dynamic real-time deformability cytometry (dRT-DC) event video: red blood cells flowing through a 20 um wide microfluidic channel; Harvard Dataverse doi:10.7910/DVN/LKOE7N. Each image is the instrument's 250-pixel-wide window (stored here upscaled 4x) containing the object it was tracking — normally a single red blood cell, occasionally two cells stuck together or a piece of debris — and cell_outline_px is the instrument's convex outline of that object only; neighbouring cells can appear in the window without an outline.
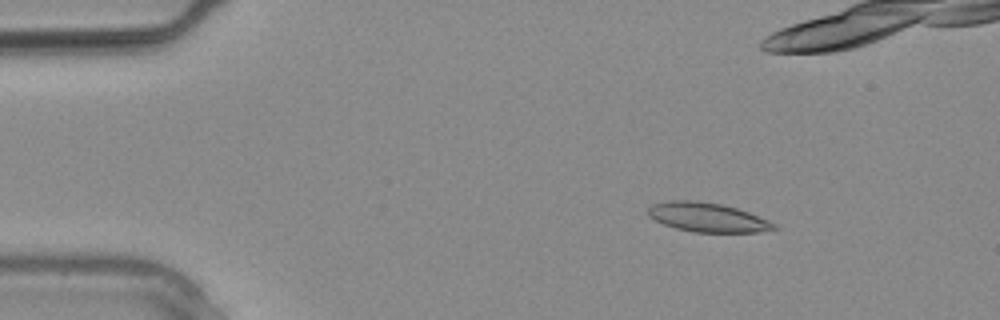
{"species": "common noctule bat (a hibernating species)", "species_latin": "Nyctalus noctula", "temperature_condition": "warm", "stored_images_in_passage": 1, "camera_frame_rate_fps": 3000, "um_per_image_px": 0.085, "animal": {"sex": "male", "body_mass_g": 20.4}, "frame": {"image": 1, "passage_image": 1, "time_ms": 0.0, "image_size_px": [1000, 320], "cell_outline_px": [[780, 228], [760, 232], [692, 232], [676, 228], [664, 224], [648, 216], [648, 208], [652, 204], [668, 200], [692, 200], [720, 204], [736, 208], [748, 212], [768, 220], [776, 224]], "centroid_in_image_um": [60.13, 18.47], "position_along_channel_um": 24.9, "area_um2": 21.39}}